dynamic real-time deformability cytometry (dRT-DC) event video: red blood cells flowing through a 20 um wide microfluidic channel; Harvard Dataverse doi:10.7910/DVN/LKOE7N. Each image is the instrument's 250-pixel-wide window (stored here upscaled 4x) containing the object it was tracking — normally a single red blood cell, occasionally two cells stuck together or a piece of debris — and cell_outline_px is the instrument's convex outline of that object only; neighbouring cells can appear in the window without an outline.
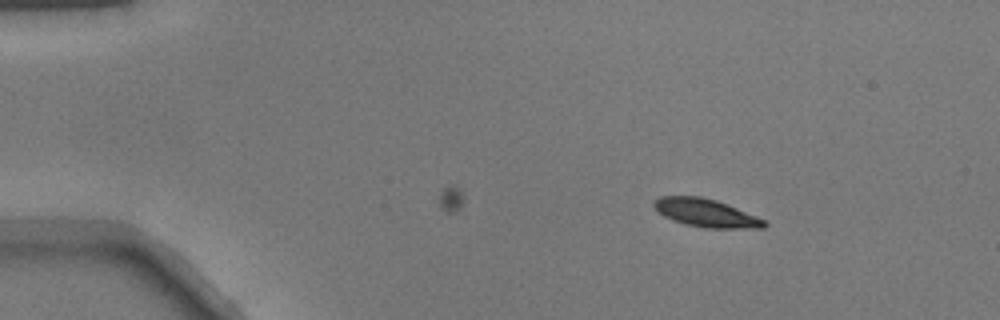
{"species": "common noctule bat (a hibernating species)", "species_latin": "Nyctalus noctula", "temperature_condition": "warm", "stored_images_in_passage": 43, "camera_frame_rate_fps": 3000, "um_per_image_px": 0.085, "animal": {"sex": "male", "body_mass_g": 17.9}, "frame": {"image": 1, "passage_image": 2, "time_ms": 0.333, "image_size_px": [1000, 320], "cell_outline_px": [[768, 224], [764, 228], [704, 228], [684, 224], [672, 220], [664, 216], [652, 204], [660, 196], [700, 196], [716, 200], [756, 216], [764, 220]], "centroid_in_image_um": [60.0, 18.11], "position_along_channel_um": 25.0, "area_um2": 17.86}}
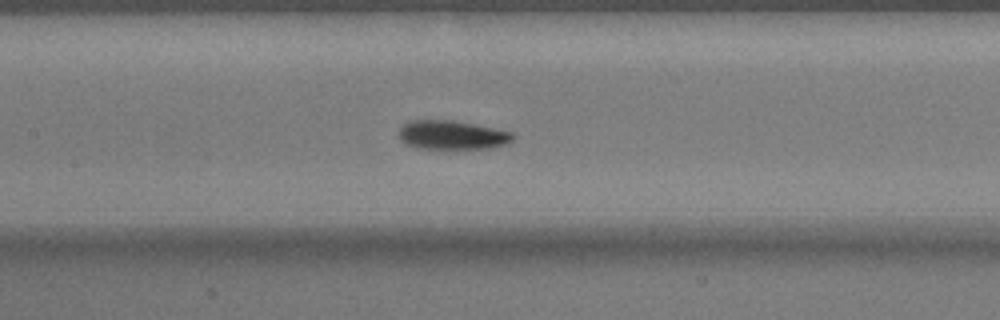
{"frame": {"image": 2, "passage_image": 19, "time_ms": 6.0, "image_size_px": [1000, 320], "cell_outline_px": [[516, 136], [512, 140], [504, 144], [488, 148], [416, 148], [404, 144], [400, 140], [400, 128], [408, 120], [452, 120], [512, 132]], "centroid_in_image_um": [38.38, 11.47], "position_along_channel_um": 169.0, "area_um2": 19.02}}
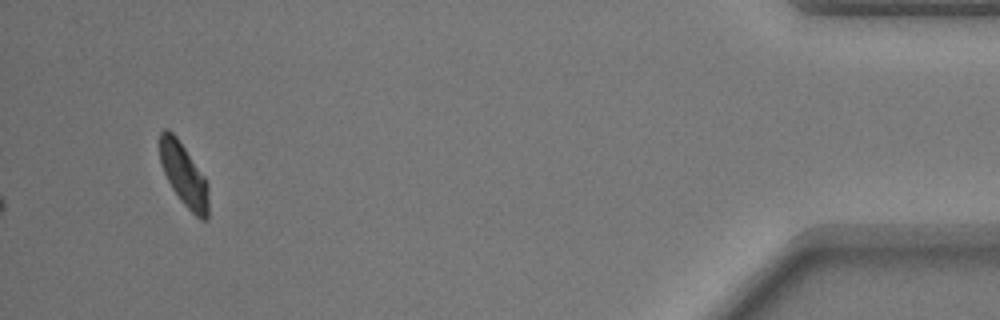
{"frame": {"image": 3, "passage_image": 43, "time_ms": 14.0, "image_size_px": [1000, 320], "cell_outline_px": [[208, 220], [200, 220], [180, 200], [172, 188], [164, 172], [160, 160], [160, 132], [164, 128], [168, 128], [176, 136], [204, 176], [208, 184]], "centroid_in_image_um": [15.63, 14.86], "position_along_channel_um": 419.6, "area_um2": 17.63}}